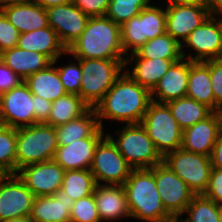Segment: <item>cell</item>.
Wrapping results in <instances>:
<instances>
[{
  "label": "cell",
  "instance_id": "obj_37",
  "mask_svg": "<svg viewBox=\"0 0 222 222\" xmlns=\"http://www.w3.org/2000/svg\"><path fill=\"white\" fill-rule=\"evenodd\" d=\"M71 222H101L94 194L74 201L70 212Z\"/></svg>",
  "mask_w": 222,
  "mask_h": 222
},
{
  "label": "cell",
  "instance_id": "obj_21",
  "mask_svg": "<svg viewBox=\"0 0 222 222\" xmlns=\"http://www.w3.org/2000/svg\"><path fill=\"white\" fill-rule=\"evenodd\" d=\"M74 200L58 190L54 195L36 196L30 211L31 222H71Z\"/></svg>",
  "mask_w": 222,
  "mask_h": 222
},
{
  "label": "cell",
  "instance_id": "obj_41",
  "mask_svg": "<svg viewBox=\"0 0 222 222\" xmlns=\"http://www.w3.org/2000/svg\"><path fill=\"white\" fill-rule=\"evenodd\" d=\"M202 195L217 205L222 204V170L211 168L208 186Z\"/></svg>",
  "mask_w": 222,
  "mask_h": 222
},
{
  "label": "cell",
  "instance_id": "obj_18",
  "mask_svg": "<svg viewBox=\"0 0 222 222\" xmlns=\"http://www.w3.org/2000/svg\"><path fill=\"white\" fill-rule=\"evenodd\" d=\"M221 134L222 120L218 112H213L205 120L183 130L181 148L191 153L210 156Z\"/></svg>",
  "mask_w": 222,
  "mask_h": 222
},
{
  "label": "cell",
  "instance_id": "obj_49",
  "mask_svg": "<svg viewBox=\"0 0 222 222\" xmlns=\"http://www.w3.org/2000/svg\"><path fill=\"white\" fill-rule=\"evenodd\" d=\"M32 0H0V7L6 6L9 4H18V3H28Z\"/></svg>",
  "mask_w": 222,
  "mask_h": 222
},
{
  "label": "cell",
  "instance_id": "obj_15",
  "mask_svg": "<svg viewBox=\"0 0 222 222\" xmlns=\"http://www.w3.org/2000/svg\"><path fill=\"white\" fill-rule=\"evenodd\" d=\"M48 25L68 49L84 32L89 16L72 2L46 8Z\"/></svg>",
  "mask_w": 222,
  "mask_h": 222
},
{
  "label": "cell",
  "instance_id": "obj_34",
  "mask_svg": "<svg viewBox=\"0 0 222 222\" xmlns=\"http://www.w3.org/2000/svg\"><path fill=\"white\" fill-rule=\"evenodd\" d=\"M17 128L0 124V173L16 174Z\"/></svg>",
  "mask_w": 222,
  "mask_h": 222
},
{
  "label": "cell",
  "instance_id": "obj_36",
  "mask_svg": "<svg viewBox=\"0 0 222 222\" xmlns=\"http://www.w3.org/2000/svg\"><path fill=\"white\" fill-rule=\"evenodd\" d=\"M151 0H110L106 17L120 26L131 18L140 14Z\"/></svg>",
  "mask_w": 222,
  "mask_h": 222
},
{
  "label": "cell",
  "instance_id": "obj_12",
  "mask_svg": "<svg viewBox=\"0 0 222 222\" xmlns=\"http://www.w3.org/2000/svg\"><path fill=\"white\" fill-rule=\"evenodd\" d=\"M182 56L190 61H207L219 59L222 48V18L209 16L194 29L183 42ZM184 47L193 49L196 55L187 54ZM187 55V56H186Z\"/></svg>",
  "mask_w": 222,
  "mask_h": 222
},
{
  "label": "cell",
  "instance_id": "obj_1",
  "mask_svg": "<svg viewBox=\"0 0 222 222\" xmlns=\"http://www.w3.org/2000/svg\"><path fill=\"white\" fill-rule=\"evenodd\" d=\"M151 92L133 80L125 71L94 107L99 126L102 119L140 124L151 102Z\"/></svg>",
  "mask_w": 222,
  "mask_h": 222
},
{
  "label": "cell",
  "instance_id": "obj_40",
  "mask_svg": "<svg viewBox=\"0 0 222 222\" xmlns=\"http://www.w3.org/2000/svg\"><path fill=\"white\" fill-rule=\"evenodd\" d=\"M210 81L215 98V112L222 104V59H210Z\"/></svg>",
  "mask_w": 222,
  "mask_h": 222
},
{
  "label": "cell",
  "instance_id": "obj_7",
  "mask_svg": "<svg viewBox=\"0 0 222 222\" xmlns=\"http://www.w3.org/2000/svg\"><path fill=\"white\" fill-rule=\"evenodd\" d=\"M121 46L126 56L135 53L147 41L166 33V9L149 4L139 15L120 26Z\"/></svg>",
  "mask_w": 222,
  "mask_h": 222
},
{
  "label": "cell",
  "instance_id": "obj_20",
  "mask_svg": "<svg viewBox=\"0 0 222 222\" xmlns=\"http://www.w3.org/2000/svg\"><path fill=\"white\" fill-rule=\"evenodd\" d=\"M192 62L185 58L174 62L151 91V100L157 103H167L186 97L189 69Z\"/></svg>",
  "mask_w": 222,
  "mask_h": 222
},
{
  "label": "cell",
  "instance_id": "obj_30",
  "mask_svg": "<svg viewBox=\"0 0 222 222\" xmlns=\"http://www.w3.org/2000/svg\"><path fill=\"white\" fill-rule=\"evenodd\" d=\"M89 108L79 95L66 93L52 102L51 112L45 123L56 128L80 117Z\"/></svg>",
  "mask_w": 222,
  "mask_h": 222
},
{
  "label": "cell",
  "instance_id": "obj_22",
  "mask_svg": "<svg viewBox=\"0 0 222 222\" xmlns=\"http://www.w3.org/2000/svg\"><path fill=\"white\" fill-rule=\"evenodd\" d=\"M93 194L101 222L131 218L124 186L96 184Z\"/></svg>",
  "mask_w": 222,
  "mask_h": 222
},
{
  "label": "cell",
  "instance_id": "obj_31",
  "mask_svg": "<svg viewBox=\"0 0 222 222\" xmlns=\"http://www.w3.org/2000/svg\"><path fill=\"white\" fill-rule=\"evenodd\" d=\"M182 130L205 120L213 111L194 99L183 97L166 103Z\"/></svg>",
  "mask_w": 222,
  "mask_h": 222
},
{
  "label": "cell",
  "instance_id": "obj_16",
  "mask_svg": "<svg viewBox=\"0 0 222 222\" xmlns=\"http://www.w3.org/2000/svg\"><path fill=\"white\" fill-rule=\"evenodd\" d=\"M64 172L58 163L49 160L29 164L16 174L35 196H50L61 189Z\"/></svg>",
  "mask_w": 222,
  "mask_h": 222
},
{
  "label": "cell",
  "instance_id": "obj_53",
  "mask_svg": "<svg viewBox=\"0 0 222 222\" xmlns=\"http://www.w3.org/2000/svg\"><path fill=\"white\" fill-rule=\"evenodd\" d=\"M2 97H3V93L0 91V109H1V105H2Z\"/></svg>",
  "mask_w": 222,
  "mask_h": 222
},
{
  "label": "cell",
  "instance_id": "obj_25",
  "mask_svg": "<svg viewBox=\"0 0 222 222\" xmlns=\"http://www.w3.org/2000/svg\"><path fill=\"white\" fill-rule=\"evenodd\" d=\"M179 60L181 59L126 58L125 67L132 62H134L135 66L132 71L129 68H125V72L142 87L147 88L151 92L171 65Z\"/></svg>",
  "mask_w": 222,
  "mask_h": 222
},
{
  "label": "cell",
  "instance_id": "obj_51",
  "mask_svg": "<svg viewBox=\"0 0 222 222\" xmlns=\"http://www.w3.org/2000/svg\"><path fill=\"white\" fill-rule=\"evenodd\" d=\"M218 210H219V222H222V204L218 205Z\"/></svg>",
  "mask_w": 222,
  "mask_h": 222
},
{
  "label": "cell",
  "instance_id": "obj_43",
  "mask_svg": "<svg viewBox=\"0 0 222 222\" xmlns=\"http://www.w3.org/2000/svg\"><path fill=\"white\" fill-rule=\"evenodd\" d=\"M23 81L15 72L7 67L0 59V91L7 92L18 87Z\"/></svg>",
  "mask_w": 222,
  "mask_h": 222
},
{
  "label": "cell",
  "instance_id": "obj_54",
  "mask_svg": "<svg viewBox=\"0 0 222 222\" xmlns=\"http://www.w3.org/2000/svg\"><path fill=\"white\" fill-rule=\"evenodd\" d=\"M219 59H222V48H221V51H220V58Z\"/></svg>",
  "mask_w": 222,
  "mask_h": 222
},
{
  "label": "cell",
  "instance_id": "obj_27",
  "mask_svg": "<svg viewBox=\"0 0 222 222\" xmlns=\"http://www.w3.org/2000/svg\"><path fill=\"white\" fill-rule=\"evenodd\" d=\"M186 97L196 100L215 112V98L210 81V60L190 64Z\"/></svg>",
  "mask_w": 222,
  "mask_h": 222
},
{
  "label": "cell",
  "instance_id": "obj_17",
  "mask_svg": "<svg viewBox=\"0 0 222 222\" xmlns=\"http://www.w3.org/2000/svg\"><path fill=\"white\" fill-rule=\"evenodd\" d=\"M105 136L103 129L99 127L88 138L64 142V146H58L53 160L65 171L90 169L95 149Z\"/></svg>",
  "mask_w": 222,
  "mask_h": 222
},
{
  "label": "cell",
  "instance_id": "obj_10",
  "mask_svg": "<svg viewBox=\"0 0 222 222\" xmlns=\"http://www.w3.org/2000/svg\"><path fill=\"white\" fill-rule=\"evenodd\" d=\"M132 169L107 136L98 143L90 167L96 184L123 186Z\"/></svg>",
  "mask_w": 222,
  "mask_h": 222
},
{
  "label": "cell",
  "instance_id": "obj_29",
  "mask_svg": "<svg viewBox=\"0 0 222 222\" xmlns=\"http://www.w3.org/2000/svg\"><path fill=\"white\" fill-rule=\"evenodd\" d=\"M99 127L95 108H89L80 117L56 127L58 146H64V142H73L77 139L88 138Z\"/></svg>",
  "mask_w": 222,
  "mask_h": 222
},
{
  "label": "cell",
  "instance_id": "obj_44",
  "mask_svg": "<svg viewBox=\"0 0 222 222\" xmlns=\"http://www.w3.org/2000/svg\"><path fill=\"white\" fill-rule=\"evenodd\" d=\"M32 100L34 101L35 124L45 123L50 115L52 102L33 94Z\"/></svg>",
  "mask_w": 222,
  "mask_h": 222
},
{
  "label": "cell",
  "instance_id": "obj_28",
  "mask_svg": "<svg viewBox=\"0 0 222 222\" xmlns=\"http://www.w3.org/2000/svg\"><path fill=\"white\" fill-rule=\"evenodd\" d=\"M57 61L58 59L54 60L46 69L30 75L24 80L33 95L53 102L67 93L59 78L57 67H55Z\"/></svg>",
  "mask_w": 222,
  "mask_h": 222
},
{
  "label": "cell",
  "instance_id": "obj_48",
  "mask_svg": "<svg viewBox=\"0 0 222 222\" xmlns=\"http://www.w3.org/2000/svg\"><path fill=\"white\" fill-rule=\"evenodd\" d=\"M32 1L45 9L51 6H57L60 4H66L72 2V0H32Z\"/></svg>",
  "mask_w": 222,
  "mask_h": 222
},
{
  "label": "cell",
  "instance_id": "obj_3",
  "mask_svg": "<svg viewBox=\"0 0 222 222\" xmlns=\"http://www.w3.org/2000/svg\"><path fill=\"white\" fill-rule=\"evenodd\" d=\"M124 188L131 218L145 222H173L159 196L152 168L132 169Z\"/></svg>",
  "mask_w": 222,
  "mask_h": 222
},
{
  "label": "cell",
  "instance_id": "obj_35",
  "mask_svg": "<svg viewBox=\"0 0 222 222\" xmlns=\"http://www.w3.org/2000/svg\"><path fill=\"white\" fill-rule=\"evenodd\" d=\"M183 214L187 218H179L178 222H219L218 205L202 194L195 195Z\"/></svg>",
  "mask_w": 222,
  "mask_h": 222
},
{
  "label": "cell",
  "instance_id": "obj_47",
  "mask_svg": "<svg viewBox=\"0 0 222 222\" xmlns=\"http://www.w3.org/2000/svg\"><path fill=\"white\" fill-rule=\"evenodd\" d=\"M209 12L211 16L222 17V0H209Z\"/></svg>",
  "mask_w": 222,
  "mask_h": 222
},
{
  "label": "cell",
  "instance_id": "obj_19",
  "mask_svg": "<svg viewBox=\"0 0 222 222\" xmlns=\"http://www.w3.org/2000/svg\"><path fill=\"white\" fill-rule=\"evenodd\" d=\"M165 8L166 33L181 45L210 16L208 8L193 5H167Z\"/></svg>",
  "mask_w": 222,
  "mask_h": 222
},
{
  "label": "cell",
  "instance_id": "obj_46",
  "mask_svg": "<svg viewBox=\"0 0 222 222\" xmlns=\"http://www.w3.org/2000/svg\"><path fill=\"white\" fill-rule=\"evenodd\" d=\"M166 5H193L208 8L209 0H168Z\"/></svg>",
  "mask_w": 222,
  "mask_h": 222
},
{
  "label": "cell",
  "instance_id": "obj_2",
  "mask_svg": "<svg viewBox=\"0 0 222 222\" xmlns=\"http://www.w3.org/2000/svg\"><path fill=\"white\" fill-rule=\"evenodd\" d=\"M76 59H126L120 25L106 16L90 17L84 32L67 49Z\"/></svg>",
  "mask_w": 222,
  "mask_h": 222
},
{
  "label": "cell",
  "instance_id": "obj_6",
  "mask_svg": "<svg viewBox=\"0 0 222 222\" xmlns=\"http://www.w3.org/2000/svg\"><path fill=\"white\" fill-rule=\"evenodd\" d=\"M117 138L106 136L133 169L152 168L163 162V157L156 150L152 139L142 124H128L118 130Z\"/></svg>",
  "mask_w": 222,
  "mask_h": 222
},
{
  "label": "cell",
  "instance_id": "obj_26",
  "mask_svg": "<svg viewBox=\"0 0 222 222\" xmlns=\"http://www.w3.org/2000/svg\"><path fill=\"white\" fill-rule=\"evenodd\" d=\"M17 46L24 50L42 53L52 62L67 54V49L50 26L20 34Z\"/></svg>",
  "mask_w": 222,
  "mask_h": 222
},
{
  "label": "cell",
  "instance_id": "obj_5",
  "mask_svg": "<svg viewBox=\"0 0 222 222\" xmlns=\"http://www.w3.org/2000/svg\"><path fill=\"white\" fill-rule=\"evenodd\" d=\"M57 148L55 127L36 123L17 128L16 173L29 164L53 160Z\"/></svg>",
  "mask_w": 222,
  "mask_h": 222
},
{
  "label": "cell",
  "instance_id": "obj_24",
  "mask_svg": "<svg viewBox=\"0 0 222 222\" xmlns=\"http://www.w3.org/2000/svg\"><path fill=\"white\" fill-rule=\"evenodd\" d=\"M0 59L23 81L30 75L46 69L52 61L44 54L24 50L18 46L0 53Z\"/></svg>",
  "mask_w": 222,
  "mask_h": 222
},
{
  "label": "cell",
  "instance_id": "obj_38",
  "mask_svg": "<svg viewBox=\"0 0 222 222\" xmlns=\"http://www.w3.org/2000/svg\"><path fill=\"white\" fill-rule=\"evenodd\" d=\"M77 63H70L61 67H57L59 78L62 81L63 87L67 93L77 94L80 96V87L82 79V71L80 61L73 58Z\"/></svg>",
  "mask_w": 222,
  "mask_h": 222
},
{
  "label": "cell",
  "instance_id": "obj_9",
  "mask_svg": "<svg viewBox=\"0 0 222 222\" xmlns=\"http://www.w3.org/2000/svg\"><path fill=\"white\" fill-rule=\"evenodd\" d=\"M166 164L196 194L205 192L211 172L210 156L191 153L182 148L163 157Z\"/></svg>",
  "mask_w": 222,
  "mask_h": 222
},
{
  "label": "cell",
  "instance_id": "obj_11",
  "mask_svg": "<svg viewBox=\"0 0 222 222\" xmlns=\"http://www.w3.org/2000/svg\"><path fill=\"white\" fill-rule=\"evenodd\" d=\"M154 179L166 211L181 218L196 194L163 162L154 166Z\"/></svg>",
  "mask_w": 222,
  "mask_h": 222
},
{
  "label": "cell",
  "instance_id": "obj_32",
  "mask_svg": "<svg viewBox=\"0 0 222 222\" xmlns=\"http://www.w3.org/2000/svg\"><path fill=\"white\" fill-rule=\"evenodd\" d=\"M131 55V56H129ZM126 58L182 59V45L168 33L147 41L135 53Z\"/></svg>",
  "mask_w": 222,
  "mask_h": 222
},
{
  "label": "cell",
  "instance_id": "obj_23",
  "mask_svg": "<svg viewBox=\"0 0 222 222\" xmlns=\"http://www.w3.org/2000/svg\"><path fill=\"white\" fill-rule=\"evenodd\" d=\"M9 22L20 34L48 27L46 9L31 1L0 7Z\"/></svg>",
  "mask_w": 222,
  "mask_h": 222
},
{
  "label": "cell",
  "instance_id": "obj_8",
  "mask_svg": "<svg viewBox=\"0 0 222 222\" xmlns=\"http://www.w3.org/2000/svg\"><path fill=\"white\" fill-rule=\"evenodd\" d=\"M141 124L162 157L181 148L183 130L166 103L151 101Z\"/></svg>",
  "mask_w": 222,
  "mask_h": 222
},
{
  "label": "cell",
  "instance_id": "obj_52",
  "mask_svg": "<svg viewBox=\"0 0 222 222\" xmlns=\"http://www.w3.org/2000/svg\"><path fill=\"white\" fill-rule=\"evenodd\" d=\"M217 112L222 120V104L220 105L219 110Z\"/></svg>",
  "mask_w": 222,
  "mask_h": 222
},
{
  "label": "cell",
  "instance_id": "obj_50",
  "mask_svg": "<svg viewBox=\"0 0 222 222\" xmlns=\"http://www.w3.org/2000/svg\"><path fill=\"white\" fill-rule=\"evenodd\" d=\"M4 222H31V219L29 217H18Z\"/></svg>",
  "mask_w": 222,
  "mask_h": 222
},
{
  "label": "cell",
  "instance_id": "obj_14",
  "mask_svg": "<svg viewBox=\"0 0 222 222\" xmlns=\"http://www.w3.org/2000/svg\"><path fill=\"white\" fill-rule=\"evenodd\" d=\"M0 124L12 128L35 124L34 101L28 86L22 82L18 87L3 93Z\"/></svg>",
  "mask_w": 222,
  "mask_h": 222
},
{
  "label": "cell",
  "instance_id": "obj_13",
  "mask_svg": "<svg viewBox=\"0 0 222 222\" xmlns=\"http://www.w3.org/2000/svg\"><path fill=\"white\" fill-rule=\"evenodd\" d=\"M35 195L17 174L0 177V222L29 217Z\"/></svg>",
  "mask_w": 222,
  "mask_h": 222
},
{
  "label": "cell",
  "instance_id": "obj_42",
  "mask_svg": "<svg viewBox=\"0 0 222 222\" xmlns=\"http://www.w3.org/2000/svg\"><path fill=\"white\" fill-rule=\"evenodd\" d=\"M110 0H72L89 17L105 16Z\"/></svg>",
  "mask_w": 222,
  "mask_h": 222
},
{
  "label": "cell",
  "instance_id": "obj_33",
  "mask_svg": "<svg viewBox=\"0 0 222 222\" xmlns=\"http://www.w3.org/2000/svg\"><path fill=\"white\" fill-rule=\"evenodd\" d=\"M95 187L96 182L90 169L64 172L61 190L74 201L93 194Z\"/></svg>",
  "mask_w": 222,
  "mask_h": 222
},
{
  "label": "cell",
  "instance_id": "obj_4",
  "mask_svg": "<svg viewBox=\"0 0 222 222\" xmlns=\"http://www.w3.org/2000/svg\"><path fill=\"white\" fill-rule=\"evenodd\" d=\"M82 79L80 97L94 108L125 71V59H78Z\"/></svg>",
  "mask_w": 222,
  "mask_h": 222
},
{
  "label": "cell",
  "instance_id": "obj_45",
  "mask_svg": "<svg viewBox=\"0 0 222 222\" xmlns=\"http://www.w3.org/2000/svg\"><path fill=\"white\" fill-rule=\"evenodd\" d=\"M212 168L222 170V134L218 137L210 155Z\"/></svg>",
  "mask_w": 222,
  "mask_h": 222
},
{
  "label": "cell",
  "instance_id": "obj_39",
  "mask_svg": "<svg viewBox=\"0 0 222 222\" xmlns=\"http://www.w3.org/2000/svg\"><path fill=\"white\" fill-rule=\"evenodd\" d=\"M19 35V31L9 22L5 14L0 10V53L16 47Z\"/></svg>",
  "mask_w": 222,
  "mask_h": 222
}]
</instances>
